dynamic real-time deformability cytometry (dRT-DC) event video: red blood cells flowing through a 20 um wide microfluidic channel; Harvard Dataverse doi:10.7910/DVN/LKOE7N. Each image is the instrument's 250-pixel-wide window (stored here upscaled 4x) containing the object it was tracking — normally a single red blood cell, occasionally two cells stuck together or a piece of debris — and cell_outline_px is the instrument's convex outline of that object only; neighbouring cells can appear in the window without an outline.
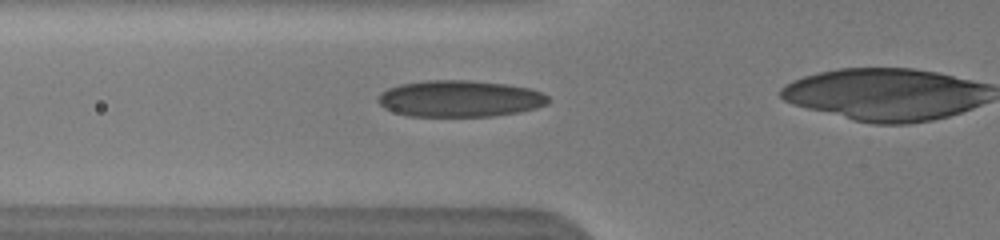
{"species": "human", "species_latin": "Homo sapiens", "temperature_condition": "warm", "stored_images_in_passage": 28, "camera_frame_rate_fps": 3000, "um_per_image_px": 0.085, "donor": {"sex": "male"}, "frame": {"image": 1, "passage_image": 9, "time_ms": 4.667, "image_size_px": [1000, 240], "cell_outline_px": [[548, 104], [536, 108], [520, 112], [492, 116], [408, 116], [384, 108], [376, 100], [376, 96], [380, 92], [388, 88], [400, 84], [428, 80], [468, 80], [508, 84], [532, 88], [544, 92], [548, 96]], "centroid_in_image_um": [39.1, 8.38], "position_along_channel_um": 86.7, "area_um2": 36.59}}